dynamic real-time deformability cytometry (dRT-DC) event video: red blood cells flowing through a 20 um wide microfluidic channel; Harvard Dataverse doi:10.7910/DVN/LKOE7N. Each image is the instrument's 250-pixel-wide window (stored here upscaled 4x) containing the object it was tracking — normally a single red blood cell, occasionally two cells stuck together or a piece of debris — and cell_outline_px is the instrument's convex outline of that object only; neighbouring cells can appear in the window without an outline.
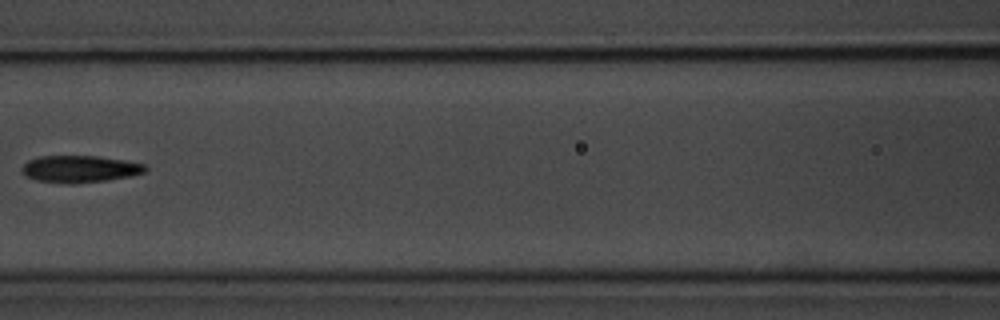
{"species": "common noctule bat (a hibernating species)", "species_latin": "Nyctalus noctula", "temperature_condition": "room temperature", "stored_images_in_passage": 7, "camera_frame_rate_fps": 3000, "um_per_image_px": 0.085, "animal": {"sex": "male", "body_mass_g": 20.1, "forearm_length_mm": 53.5}, "frame": {"image": 1, "passage_image": 6, "time_ms": 6.667, "image_size_px": [1000, 320], "cell_outline_px": [[148, 168], [144, 172], [128, 176], [108, 180], [72, 184], [68, 184], [36, 180], [24, 176], [24, 164], [28, 160], [40, 156], [96, 156], [124, 160], [144, 164]], "centroid_in_image_um": [6.78, 14.36], "position_along_channel_um": 159.8, "area_um2": 19.25}}
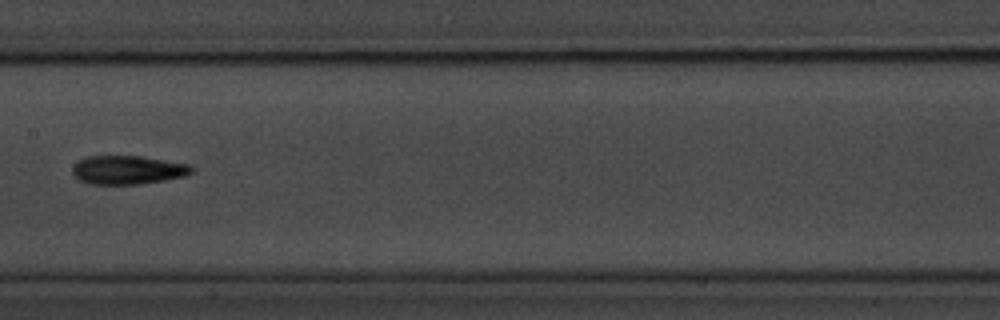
{"frame": {"image": 2, "passage_image": 7, "time_ms": 7.667, "image_size_px": [1000, 320], "cell_outline_px": [[192, 172], [184, 176], [164, 180], [136, 184], [92, 184], [80, 180], [72, 172], [72, 168], [84, 156], [144, 156], [188, 164], [192, 168]], "centroid_in_image_um": [10.85, 14.43], "position_along_channel_um": 196.5, "area_um2": 19.71}}